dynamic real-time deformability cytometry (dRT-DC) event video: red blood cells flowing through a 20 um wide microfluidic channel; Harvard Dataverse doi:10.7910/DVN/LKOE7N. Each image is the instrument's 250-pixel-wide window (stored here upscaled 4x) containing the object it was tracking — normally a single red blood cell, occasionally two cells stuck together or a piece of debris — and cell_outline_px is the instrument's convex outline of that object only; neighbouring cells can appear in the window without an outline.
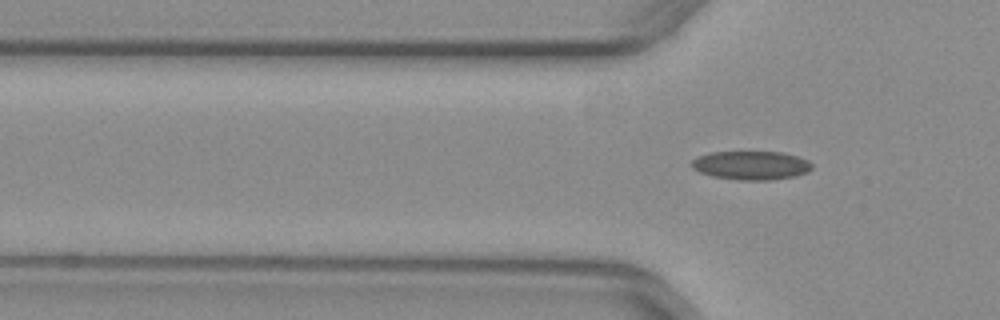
{"species": "common noctule bat (a hibernating species)", "species_latin": "Nyctalus noctula", "temperature_condition": "warm", "stored_images_in_passage": 9, "segment_of_instrument_passage": [2, 2], "camera_frame_rate_fps": 3000, "um_per_image_px": 0.085, "animal": {"sex": "female", "body_mass_g": 29.2, "forearm_length_mm": 56.3}, "frame": {"image": 1, "passage_image": 9, "time_ms": 2.667, "image_size_px": [1000, 320], "cell_outline_px": [[812, 168], [808, 172], [796, 176], [772, 180], [736, 180], [712, 176], [700, 172], [692, 168], [692, 160], [696, 156], [708, 152], [784, 152], [808, 160], [812, 164]], "centroid_in_image_um": [63.84, 14.05], "position_along_channel_um": 62.0, "area_um2": 20.35}}